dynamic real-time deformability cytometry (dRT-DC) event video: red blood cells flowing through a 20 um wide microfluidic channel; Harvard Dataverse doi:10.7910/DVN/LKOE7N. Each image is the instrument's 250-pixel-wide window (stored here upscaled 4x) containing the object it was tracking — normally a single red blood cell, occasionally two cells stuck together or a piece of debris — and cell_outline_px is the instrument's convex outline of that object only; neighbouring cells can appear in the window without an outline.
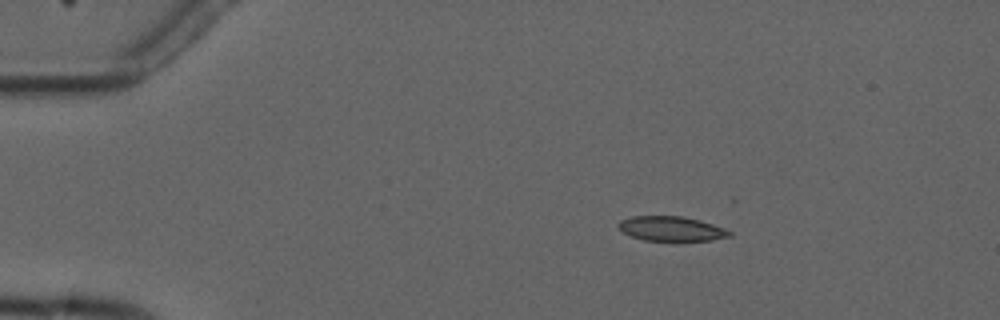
{"species": "common noctule bat (a hibernating species)", "species_latin": "Nyctalus noctula", "temperature_condition": "cold", "stored_images_in_passage": 5, "camera_frame_rate_fps": 3000, "um_per_image_px": 0.085, "animal": {"sex": "male", "forearm_length_mm": 52.5}, "frame": {"image": 1, "passage_image": 3, "time_ms": 2.333, "image_size_px": [1000, 320], "cell_outline_px": [[732, 236], [712, 240], [644, 240], [632, 236], [624, 232], [616, 224], [620, 220], [632, 216], [684, 216], [700, 220], [724, 228], [732, 232]], "centroid_in_image_um": [57.07, 19.43], "position_along_channel_um": 27.9, "area_um2": 15.84}}